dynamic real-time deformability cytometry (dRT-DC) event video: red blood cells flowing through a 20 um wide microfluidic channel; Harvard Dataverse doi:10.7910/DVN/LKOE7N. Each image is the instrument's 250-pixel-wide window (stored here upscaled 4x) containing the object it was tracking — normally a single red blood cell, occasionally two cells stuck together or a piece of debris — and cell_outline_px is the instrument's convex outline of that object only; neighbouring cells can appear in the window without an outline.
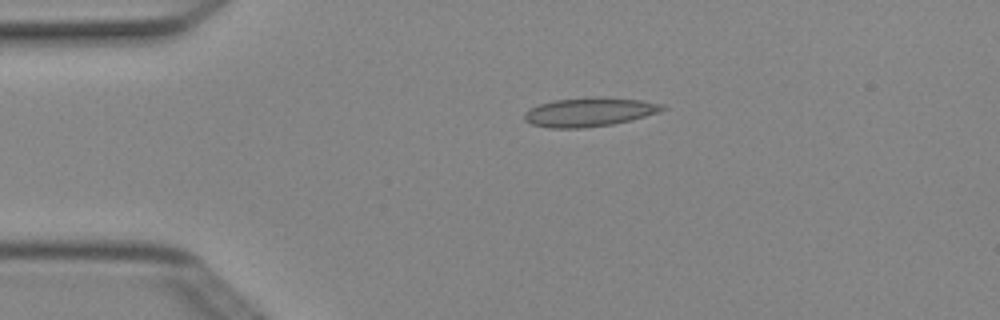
{"species": "Egyptian fruit bat (a non-hibernating species)", "species_latin": "Rousettus aegyptiacus", "temperature_condition": "cold", "stored_images_in_passage": 4, "camera_frame_rate_fps": 3000, "um_per_image_px": 0.085, "animal": {"sex": "female"}, "frame": {"image": 1, "passage_image": 3, "time_ms": 0.667, "image_size_px": [1000, 320], "cell_outline_px": [[668, 108], [660, 112], [612, 124], [584, 128], [548, 128], [532, 124], [524, 120], [524, 112], [540, 104], [552, 100], [596, 96], [604, 96], [640, 100], [664, 104]], "centroid_in_image_um": [50.1, 9.51], "position_along_channel_um": 34.9, "area_um2": 23.41}}